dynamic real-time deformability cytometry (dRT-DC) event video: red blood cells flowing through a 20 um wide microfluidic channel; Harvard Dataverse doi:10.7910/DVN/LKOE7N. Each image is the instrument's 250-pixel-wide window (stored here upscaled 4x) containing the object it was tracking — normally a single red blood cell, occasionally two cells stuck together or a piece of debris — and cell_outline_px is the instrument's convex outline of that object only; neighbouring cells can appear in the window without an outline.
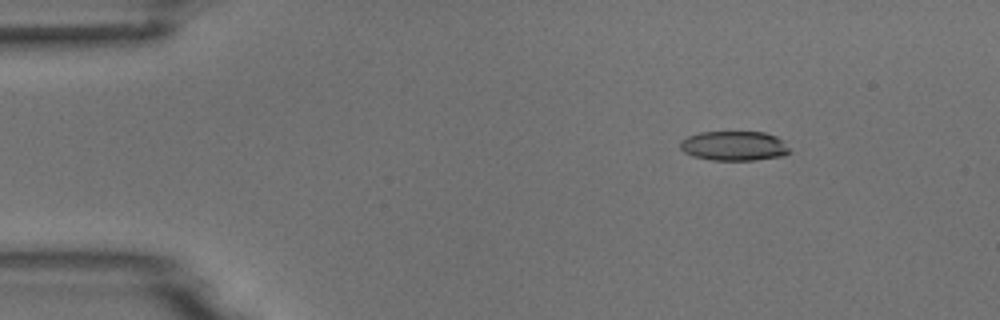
{"species": "common noctule bat (a hibernating species)", "species_latin": "Nyctalus noctula", "temperature_condition": "room temperature", "stored_images_in_passage": 6, "camera_frame_rate_fps": 3000, "um_per_image_px": 0.085, "animal": {"sex": "male", "body_mass_g": 18.8}, "frame": {"image": 1, "passage_image": 3, "time_ms": 0.667, "image_size_px": [1000, 320], "cell_outline_px": [[792, 152], [784, 156], [756, 160], [712, 160], [692, 156], [684, 152], [680, 148], [680, 140], [688, 136], [700, 132], [764, 132], [776, 136], [784, 140]], "centroid_in_image_um": [62.43, 12.4], "position_along_channel_um": 22.6, "area_um2": 19.13}}
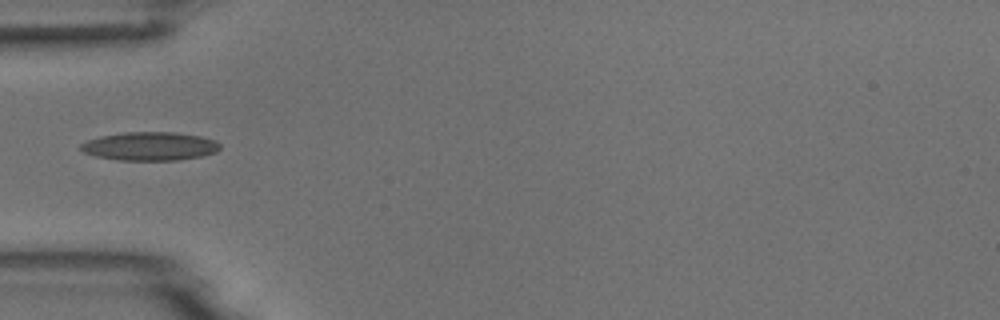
{"frame": {"image": 2, "passage_image": 6, "time_ms": 1.667, "image_size_px": [1000, 320], "cell_outline_px": [[220, 148], [216, 152], [200, 156], [180, 160], [120, 160], [96, 156], [84, 152], [80, 148], [80, 144], [88, 140], [100, 136], [124, 132], [172, 132], [200, 136], [216, 140], [220, 144]], "centroid_in_image_um": [12.75, 12.42], "position_along_channel_um": 72.3, "area_um2": 23.06}}